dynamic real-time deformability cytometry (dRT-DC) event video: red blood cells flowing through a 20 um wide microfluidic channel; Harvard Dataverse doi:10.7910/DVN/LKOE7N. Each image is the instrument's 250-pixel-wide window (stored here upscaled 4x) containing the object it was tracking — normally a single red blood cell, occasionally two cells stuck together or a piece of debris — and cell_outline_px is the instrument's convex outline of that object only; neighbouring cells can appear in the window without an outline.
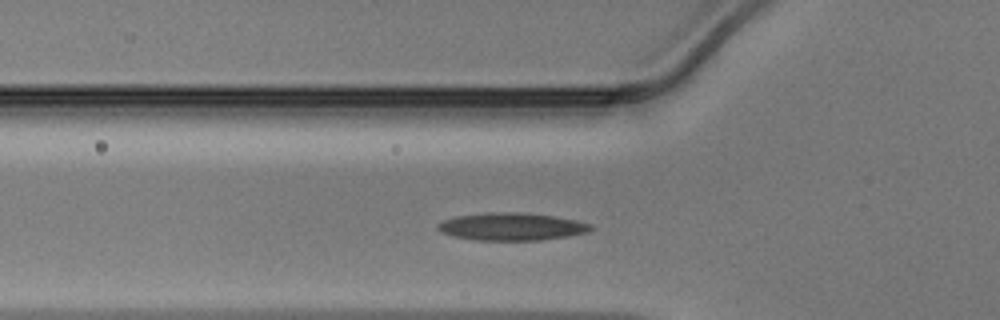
{"species": "Egyptian fruit bat (a non-hibernating species)", "species_latin": "Rousettus aegyptiacus", "temperature_condition": "warm", "stored_images_in_passage": 33, "camera_frame_rate_fps": 3000, "um_per_image_px": 0.085, "animal": {"sex": "male"}, "frame": {"image": 1, "passage_image": 10, "time_ms": 3.0, "image_size_px": [1000, 320], "cell_outline_px": [[592, 228], [588, 232], [568, 236], [540, 240], [476, 240], [452, 236], [440, 232], [436, 228], [444, 220], [456, 216], [488, 212], [520, 212], [552, 216], [576, 220], [592, 224]], "centroid_in_image_um": [43.48, 19.26], "position_along_channel_um": 82.3, "area_um2": 24.51}}
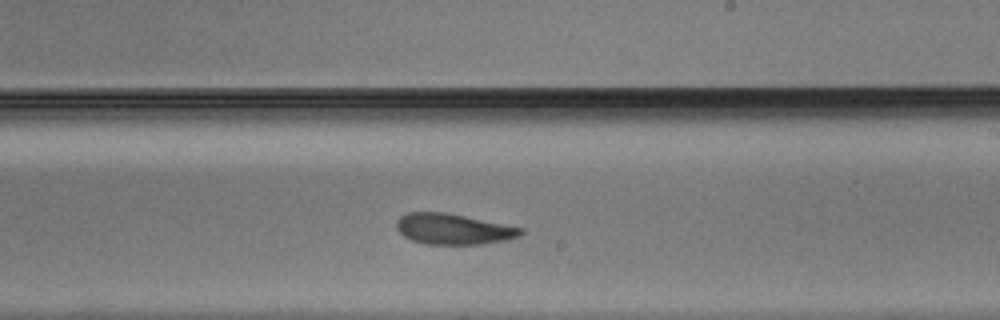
{"frame": {"image": 2, "passage_image": 22, "time_ms": 7.0, "image_size_px": [1000, 320], "cell_outline_px": [[524, 232], [520, 236], [508, 240], [484, 244], [428, 244], [412, 240], [404, 236], [396, 228], [396, 220], [400, 216], [408, 212], [444, 212], [524, 228]], "centroid_in_image_um": [38.54, 19.47], "position_along_channel_um": 250.5, "area_um2": 22.25}}
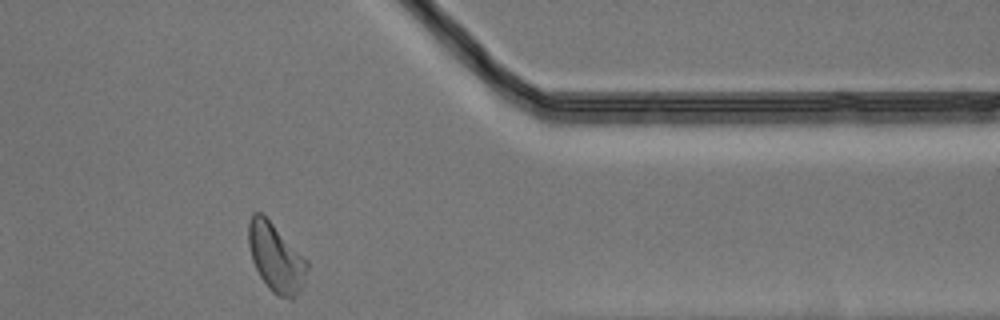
{"frame": {"image": 3, "passage_image": 33, "time_ms": 10.667, "image_size_px": [1000, 320], "cell_outline_px": [[308, 268], [300, 292], [292, 300], [276, 296], [268, 288], [260, 276], [252, 260], [248, 244], [248, 220], [252, 212], [260, 212], [308, 260]], "centroid_in_image_um": [23.44, 21.93], "position_along_channel_um": 388.0, "area_um2": 23.35}}